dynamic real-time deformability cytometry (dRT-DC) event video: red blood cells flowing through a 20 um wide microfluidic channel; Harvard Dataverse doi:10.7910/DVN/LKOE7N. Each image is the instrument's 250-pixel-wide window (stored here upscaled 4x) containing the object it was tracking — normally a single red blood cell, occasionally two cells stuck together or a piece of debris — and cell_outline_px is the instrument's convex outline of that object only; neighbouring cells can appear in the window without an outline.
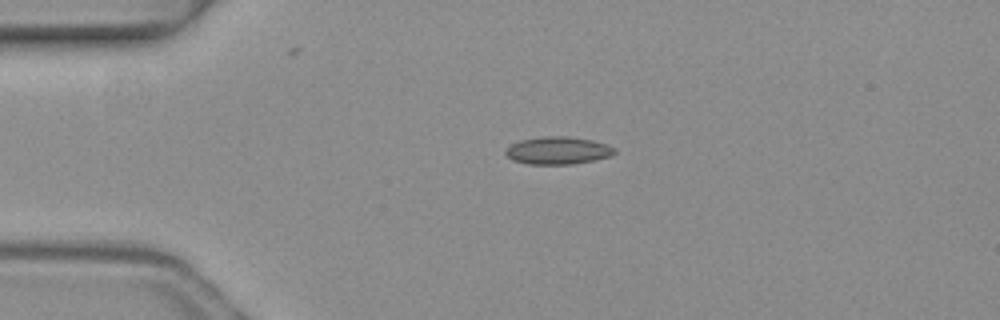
{"species": "common noctule bat (a hibernating species)", "species_latin": "Nyctalus noctula", "temperature_condition": "warm", "stored_images_in_passage": 6, "camera_frame_rate_fps": 3000, "um_per_image_px": 0.085, "animal": {"sex": "female", "body_mass_g": 19.3, "forearm_length_mm": 54.1}, "frame": {"image": 1, "passage_image": 6, "time_ms": 1.667, "image_size_px": [1000, 320], "cell_outline_px": [[616, 152], [612, 156], [596, 160], [572, 164], [528, 164], [512, 160], [504, 152], [512, 144], [520, 140], [544, 136], [568, 136], [592, 140], [608, 144], [616, 148]], "centroid_in_image_um": [47.47, 12.79], "position_along_channel_um": 37.5, "area_um2": 17.63}}